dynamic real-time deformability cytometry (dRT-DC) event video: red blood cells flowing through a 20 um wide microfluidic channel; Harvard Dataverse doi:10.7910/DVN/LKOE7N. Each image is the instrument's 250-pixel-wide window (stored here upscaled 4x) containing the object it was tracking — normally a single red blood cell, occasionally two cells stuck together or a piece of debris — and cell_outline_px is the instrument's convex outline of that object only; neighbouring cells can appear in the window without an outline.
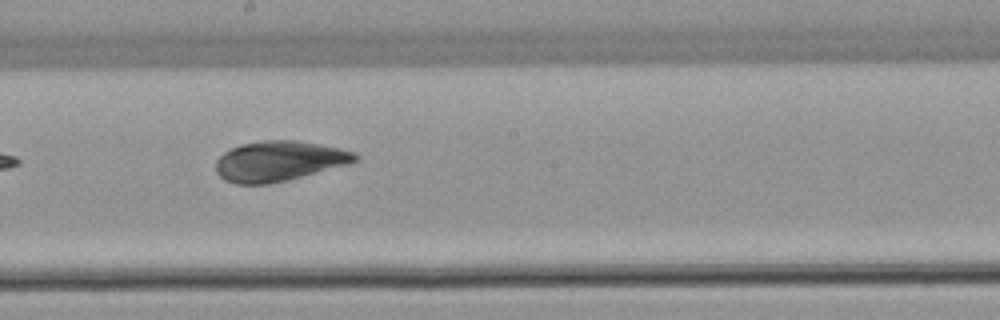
{"species": "common noctule bat (a hibernating species)", "species_latin": "Nyctalus noctula", "temperature_condition": "warm", "stored_images_in_passage": 9, "camera_frame_rate_fps": 3000, "um_per_image_px": 0.085, "animal": {"sex": "female", "body_mass_g": 22.7, "forearm_length_mm": 54.2}, "frame": {"image": 1, "passage_image": 8, "time_ms": 2.333, "image_size_px": [1000, 320], "cell_outline_px": [[360, 160], [352, 164], [288, 180], [268, 184], [236, 184], [224, 180], [216, 172], [216, 160], [224, 152], [240, 144], [260, 140], [296, 140], [320, 144], [340, 148], [356, 152], [360, 156]], "centroid_in_image_um": [23.77, 13.69], "position_along_channel_um": 224.4, "area_um2": 33.12}}